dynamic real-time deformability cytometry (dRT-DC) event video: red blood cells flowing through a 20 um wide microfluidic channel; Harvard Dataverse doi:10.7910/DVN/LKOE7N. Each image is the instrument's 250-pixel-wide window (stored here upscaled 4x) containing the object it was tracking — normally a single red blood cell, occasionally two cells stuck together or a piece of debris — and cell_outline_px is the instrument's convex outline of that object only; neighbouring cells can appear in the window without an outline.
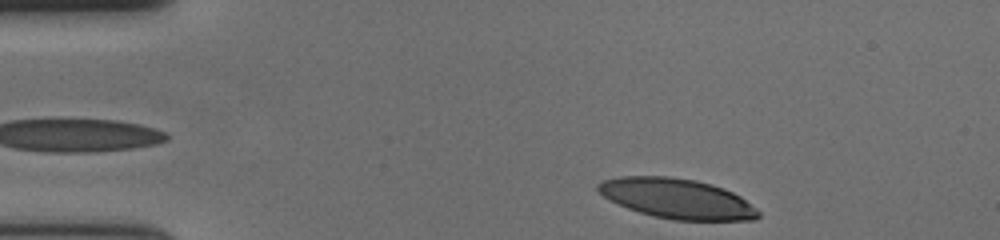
{"species": "human", "species_latin": "Homo sapiens", "temperature_condition": "cold", "stored_images_in_passage": 39, "camera_frame_rate_fps": 3000, "um_per_image_px": 0.085, "donor": {"sex": "female"}, "frame": {"image": 1, "passage_image": 1, "time_ms": 0.0, "image_size_px": [1000, 240], "cell_outline_px": [[760, 216], [756, 220], [672, 220], [640, 212], [628, 208], [604, 196], [596, 188], [596, 184], [600, 180], [620, 176], [668, 176], [696, 180], [712, 184], [724, 188], [740, 196], [756, 208], [760, 212]], "centroid_in_image_um": [57.56, 16.87], "position_along_channel_um": 27.4, "area_um2": 37.28}}
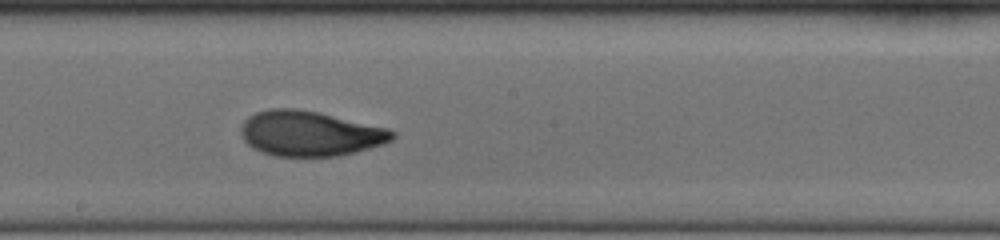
{"frame": {"image": 2, "passage_image": 23, "time_ms": 7.333, "image_size_px": [1000, 240], "cell_outline_px": [[396, 136], [392, 140], [384, 144], [356, 152], [336, 156], [272, 156], [260, 152], [252, 148], [244, 140], [240, 132], [240, 128], [244, 120], [248, 116], [256, 112], [268, 108], [296, 108], [316, 112], [388, 128], [396, 132]], "centroid_in_image_um": [26.32, 11.35], "position_along_channel_um": 221.9, "area_um2": 40.0}}
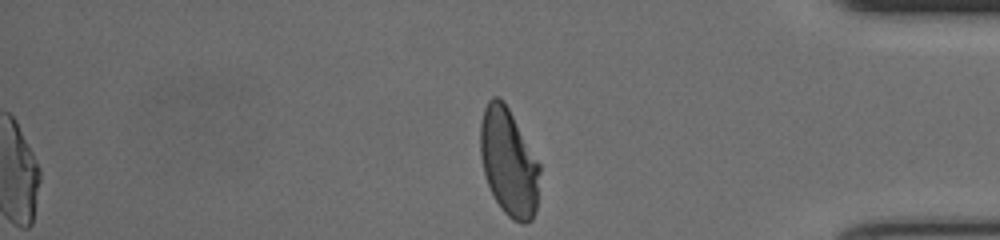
{"frame": {"image": 3, "passage_image": 39, "time_ms": 12.667, "image_size_px": [1000, 240], "cell_outline_px": [[540, 172], [536, 208], [532, 220], [524, 224], [520, 224], [512, 220], [504, 212], [496, 200], [488, 184], [484, 172], [480, 156], [480, 124], [484, 108], [488, 100], [492, 96], [496, 96], [504, 100], [540, 164]], "centroid_in_image_um": [43.24, 13.78], "position_along_channel_um": 392.0, "area_um2": 37.22}, "authors_computed_cell_mechanics": {"area_um2": 38.6104, "velocity_mm_per_s": 3.6425, "shape_relaxation_time_tau1_ms": 4.7524, "shape_relaxation_time_tau2_ms": 1.3045, "deformation_change_tau1": 0.1947, "deformation_change_tau2": 0.0661}}